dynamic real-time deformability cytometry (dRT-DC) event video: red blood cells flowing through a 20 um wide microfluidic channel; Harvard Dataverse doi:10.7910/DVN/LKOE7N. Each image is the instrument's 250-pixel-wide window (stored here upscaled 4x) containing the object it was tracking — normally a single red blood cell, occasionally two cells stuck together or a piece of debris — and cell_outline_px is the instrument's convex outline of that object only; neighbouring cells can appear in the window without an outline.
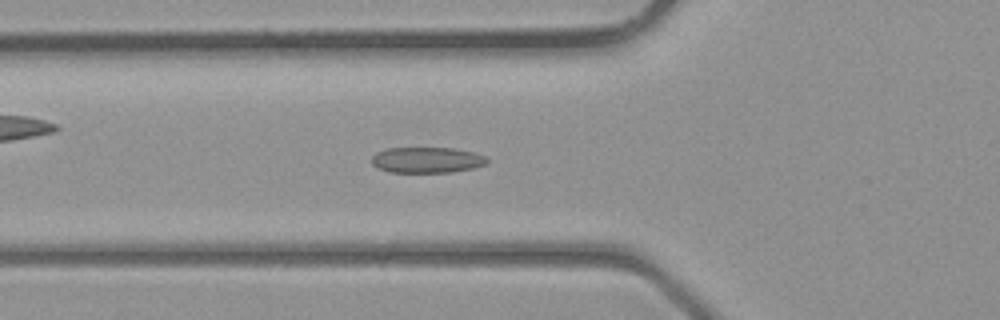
{"species": "common noctule bat (a hibernating species)", "species_latin": "Nyctalus noctula", "temperature_condition": "room temperature", "stored_images_in_passage": 34, "camera_frame_rate_fps": 3000, "um_per_image_px": 0.085, "animal": {"sex": "male", "body_mass_g": 23.1, "forearm_length_mm": 52.7}, "frame": {"image": 1, "passage_image": 8, "time_ms": 2.333, "image_size_px": [1000, 320], "cell_outline_px": [[488, 164], [472, 168], [452, 172], [388, 172], [376, 168], [372, 164], [372, 156], [376, 152], [384, 148], [456, 148], [472, 152], [484, 156], [488, 160]], "centroid_in_image_um": [36.25, 13.6], "position_along_channel_um": 89.5, "area_um2": 17.46}}
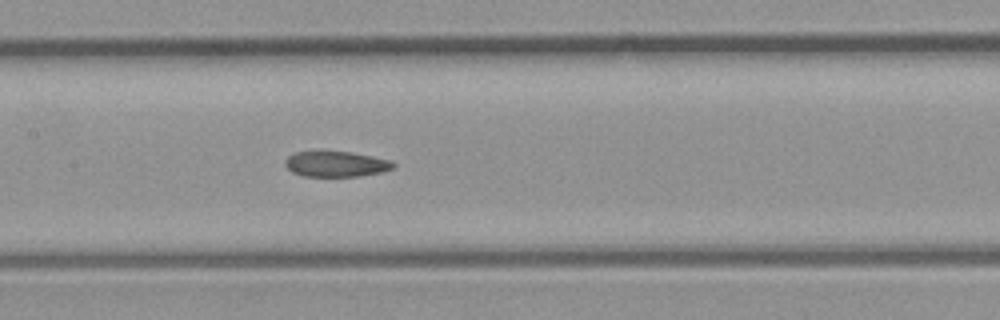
{"frame": {"image": 2, "passage_image": 13, "time_ms": 4.0, "image_size_px": [1000, 320], "cell_outline_px": [[396, 164], [392, 168], [384, 172], [360, 176], [304, 176], [292, 172], [284, 164], [284, 160], [288, 156], [296, 152], [352, 152], [392, 160]], "centroid_in_image_um": [28.59, 13.95], "position_along_channel_um": 178.8, "area_um2": 16.07}}
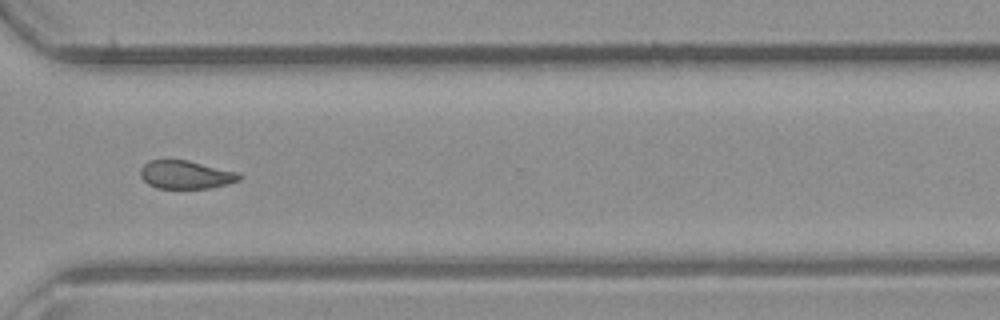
{"frame": {"image": 3, "passage_image": 23, "time_ms": 7.333, "image_size_px": [1000, 320], "cell_outline_px": [[244, 176], [240, 180], [212, 188], [156, 188], [148, 184], [140, 176], [140, 168], [148, 160], [188, 160], [236, 172]], "centroid_in_image_um": [15.77, 14.85], "position_along_channel_um": 354.8, "area_um2": 16.24}}